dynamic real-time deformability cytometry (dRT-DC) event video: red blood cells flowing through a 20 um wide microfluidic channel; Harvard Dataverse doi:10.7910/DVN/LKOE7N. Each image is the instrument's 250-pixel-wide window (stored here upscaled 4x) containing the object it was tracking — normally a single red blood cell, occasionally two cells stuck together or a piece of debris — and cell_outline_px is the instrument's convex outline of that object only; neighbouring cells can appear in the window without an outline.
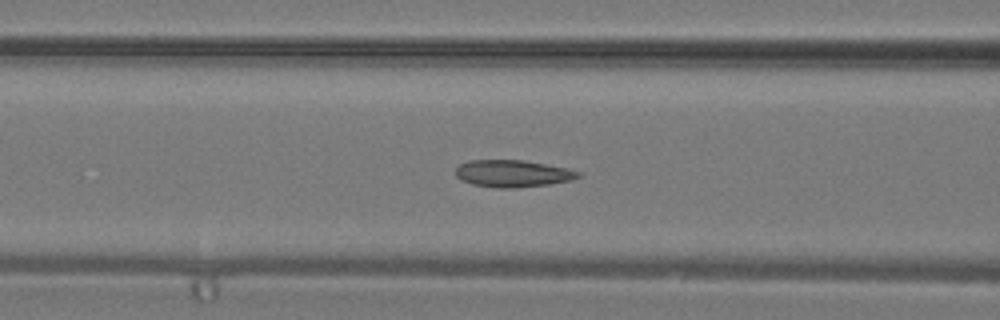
{"species": "common noctule bat (a hibernating species)", "species_latin": "Nyctalus noctula", "temperature_condition": "warm", "stored_images_in_passage": 39, "camera_frame_rate_fps": 3000, "um_per_image_px": 0.085, "animal": {"sex": "male", "body_mass_g": 19.2, "forearm_length_mm": 51.8}, "frame": {"image": 1, "passage_image": 16, "time_ms": 5.0, "image_size_px": [1000, 320], "cell_outline_px": [[580, 176], [572, 180], [548, 184], [512, 188], [500, 188], [472, 184], [460, 180], [456, 176], [456, 168], [460, 164], [468, 160], [524, 160], [564, 168], [580, 172]], "centroid_in_image_um": [43.53, 14.75], "position_along_channel_um": 123.1, "area_um2": 19.13}}
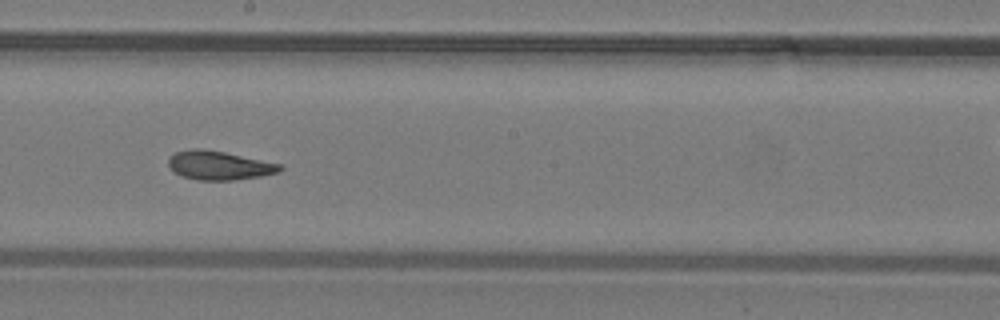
{"frame": {"image": 2, "passage_image": 22, "time_ms": 7.0, "image_size_px": [1000, 320], "cell_outline_px": [[284, 168], [280, 172], [260, 176], [232, 180], [200, 180], [180, 176], [168, 164], [168, 156], [176, 152], [196, 148], [224, 152], [284, 164]], "centroid_in_image_um": [18.67, 14.06], "position_along_channel_um": 229.5, "area_um2": 18.73}}
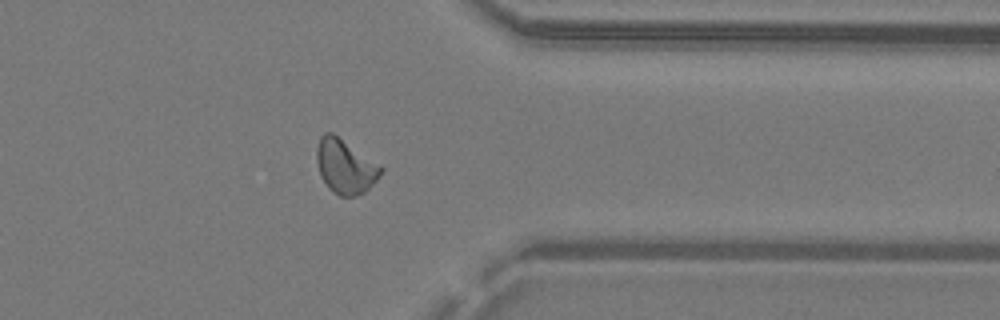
{"frame": {"image": 3, "passage_image": 31, "time_ms": 10.0, "image_size_px": [1000, 320], "cell_outline_px": [[384, 168], [380, 176], [364, 192], [356, 196], [340, 196], [328, 188], [320, 176], [316, 160], [316, 148], [320, 136], [324, 132], [332, 132], [380, 164]], "centroid_in_image_um": [29.33, 14.13], "position_along_channel_um": 382.1, "area_um2": 20.4}}